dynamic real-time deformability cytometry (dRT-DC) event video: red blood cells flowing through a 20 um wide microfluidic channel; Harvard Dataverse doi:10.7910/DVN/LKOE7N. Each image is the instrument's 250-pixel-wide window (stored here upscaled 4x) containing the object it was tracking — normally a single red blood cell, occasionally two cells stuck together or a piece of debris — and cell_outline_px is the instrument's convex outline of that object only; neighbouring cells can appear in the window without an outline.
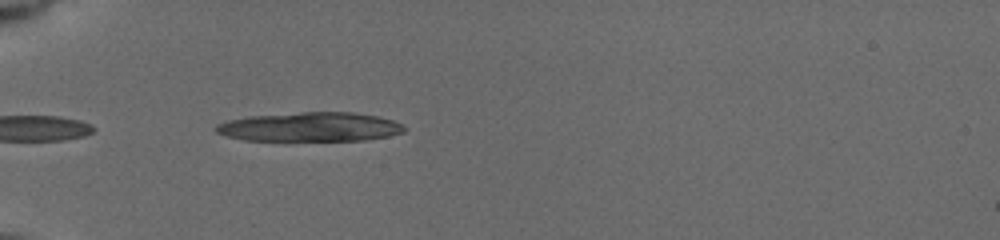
{"species": "common noctule bat (a hibernating species)", "species_latin": "Nyctalus noctula", "temperature_condition": "cold", "stored_images_in_passage": 4, "camera_frame_rate_fps": 3000, "um_per_image_px": 0.085, "animal": {"sex": "female", "body_mass_g": 19.5, "forearm_length_mm": 54.1}, "frame": {"image": 1, "passage_image": 1, "time_ms": 0.0, "image_size_px": [1000, 240], "cell_outline_px": [[408, 128], [404, 132], [388, 136], [368, 140], [244, 140], [224, 136], [216, 132], [212, 128], [216, 124], [228, 120], [248, 116], [300, 112], [352, 112], [376, 116], [392, 120]], "centroid_in_image_um": [26.32, 10.79], "position_along_channel_um": 58.7, "area_um2": 32.14}}